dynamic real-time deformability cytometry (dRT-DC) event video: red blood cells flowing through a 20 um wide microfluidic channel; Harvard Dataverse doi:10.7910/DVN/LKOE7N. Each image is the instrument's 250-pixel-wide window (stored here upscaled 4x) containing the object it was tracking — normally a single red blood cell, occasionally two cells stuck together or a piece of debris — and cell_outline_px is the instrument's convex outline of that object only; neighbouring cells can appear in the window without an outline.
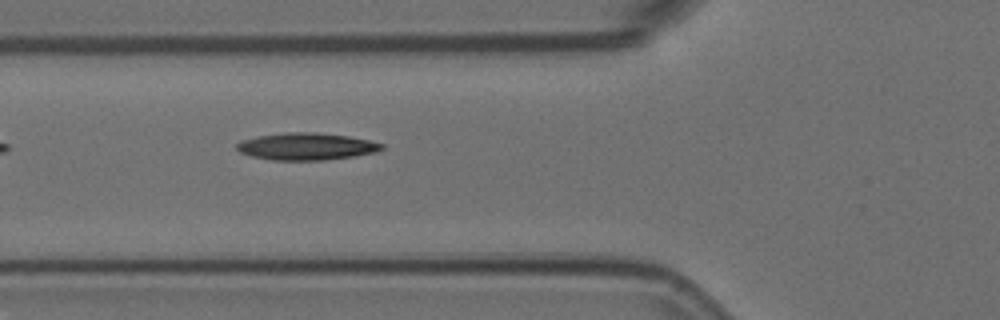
{"species": "Egyptian fruit bat (a non-hibernating species)", "species_latin": "Rousettus aegyptiacus", "temperature_condition": "room temperature", "stored_images_in_passage": 5, "camera_frame_rate_fps": 3000, "um_per_image_px": 0.085, "animal": {"sex": "female"}, "frame": {"image": 1, "passage_image": 5, "time_ms": 1.333, "image_size_px": [1000, 320], "cell_outline_px": [[384, 148], [376, 152], [352, 156], [324, 160], [272, 160], [252, 156], [240, 152], [236, 148], [236, 144], [240, 140], [256, 136], [284, 132], [316, 132], [348, 136], [368, 140], [384, 144]], "centroid_in_image_um": [26.01, 12.44], "position_along_channel_um": 99.8, "area_um2": 22.95}}